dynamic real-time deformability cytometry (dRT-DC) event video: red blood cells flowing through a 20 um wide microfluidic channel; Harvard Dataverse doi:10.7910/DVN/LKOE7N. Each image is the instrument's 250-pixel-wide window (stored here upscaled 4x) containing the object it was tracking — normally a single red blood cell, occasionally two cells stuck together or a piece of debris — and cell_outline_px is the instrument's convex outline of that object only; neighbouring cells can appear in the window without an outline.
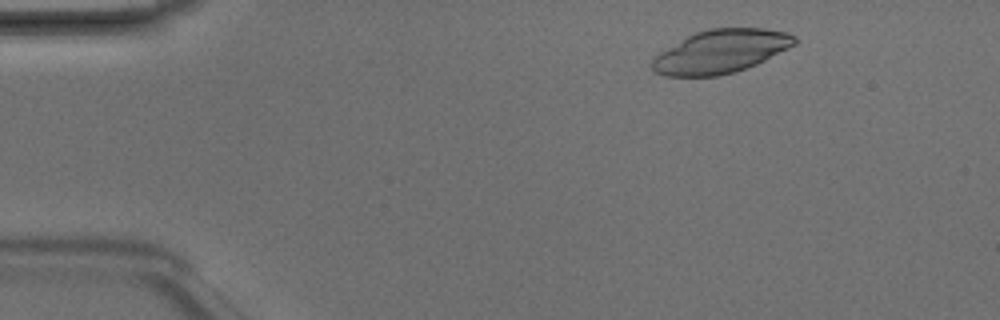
{"species": "Egyptian fruit bat (a non-hibernating species)", "species_latin": "Rousettus aegyptiacus", "temperature_condition": "room temperature", "stored_images_in_passage": 3, "camera_frame_rate_fps": 3000, "um_per_image_px": 0.085, "animal": {"sex": "male"}, "frame": {"image": 1, "passage_image": 1, "time_ms": 0.0, "image_size_px": [1000, 320], "cell_outline_px": [[796, 44], [756, 64], [732, 72], [716, 76], [664, 76], [652, 72], [652, 60], [660, 52], [688, 36], [696, 32], [708, 28], [764, 28], [788, 32], [796, 36]], "centroid_in_image_um": [61.26, 4.37], "position_along_channel_um": 23.7, "area_um2": 35.72}}